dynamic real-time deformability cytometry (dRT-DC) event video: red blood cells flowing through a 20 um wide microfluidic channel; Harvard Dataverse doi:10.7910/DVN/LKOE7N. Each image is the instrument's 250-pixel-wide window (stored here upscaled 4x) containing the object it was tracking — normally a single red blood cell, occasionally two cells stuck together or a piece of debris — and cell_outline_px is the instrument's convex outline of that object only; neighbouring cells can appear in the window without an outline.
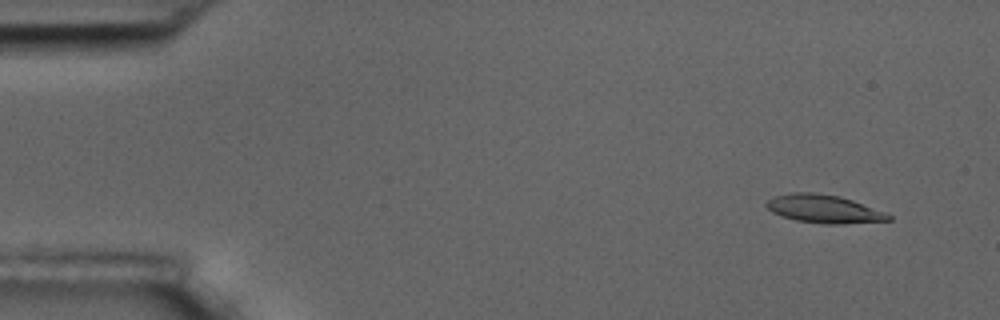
{"species": "common noctule bat (a hibernating species)", "species_latin": "Nyctalus noctula", "temperature_condition": "room temperature", "stored_images_in_passage": 6, "camera_frame_rate_fps": 3000, "um_per_image_px": 0.085, "animal": {"sex": "male", "body_mass_g": 17.5, "forearm_length_mm": 52.3}, "frame": {"image": 1, "passage_image": 2, "time_ms": 1.0, "image_size_px": [1000, 320], "cell_outline_px": [[892, 220], [844, 224], [824, 224], [796, 220], [772, 212], [764, 204], [772, 196], [792, 192], [812, 192], [840, 196], [852, 200], [884, 212], [892, 216]], "centroid_in_image_um": [70.01, 17.75], "position_along_channel_um": 15.0, "area_um2": 20.0}}
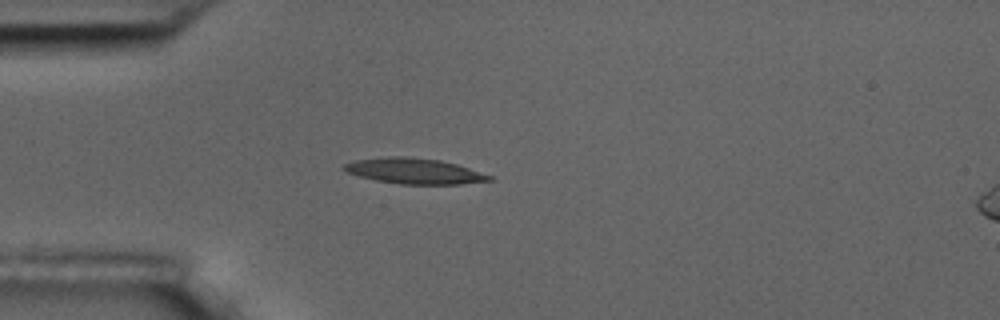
{"frame": {"image": 2, "passage_image": 5, "time_ms": 4.667, "image_size_px": [1000, 320], "cell_outline_px": [[496, 180], [460, 184], [400, 184], [376, 180], [360, 176], [348, 172], [340, 168], [344, 164], [356, 160], [388, 156], [404, 156], [440, 160], [456, 164], [492, 176]], "centroid_in_image_um": [35.22, 14.54], "position_along_channel_um": 49.8, "area_um2": 21.56}}